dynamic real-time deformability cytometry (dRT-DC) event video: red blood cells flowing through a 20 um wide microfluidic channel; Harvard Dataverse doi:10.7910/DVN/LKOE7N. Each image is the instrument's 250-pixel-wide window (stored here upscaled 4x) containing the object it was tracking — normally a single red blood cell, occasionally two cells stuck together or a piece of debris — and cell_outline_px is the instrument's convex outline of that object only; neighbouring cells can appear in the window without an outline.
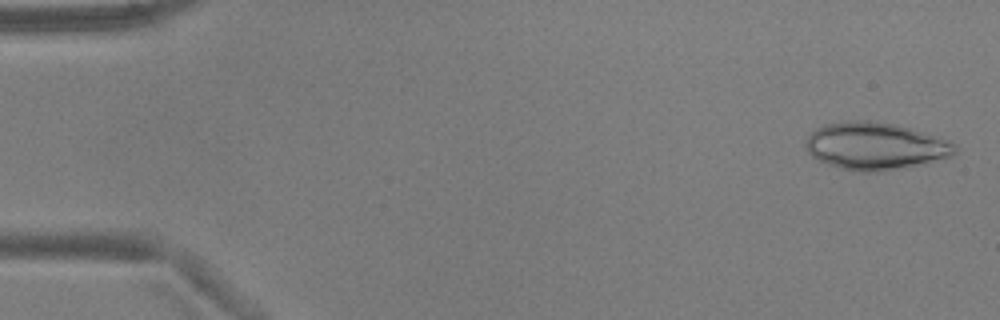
{"species": "common noctule bat (a hibernating species)", "species_latin": "Nyctalus noctula", "temperature_condition": "warm", "stored_images_in_passage": 5, "camera_frame_rate_fps": 3000, "um_per_image_px": 0.085, "animal": {"sex": "male", "body_mass_g": 17.9, "forearm_length_mm": 54.2}, "frame": {"image": 1, "passage_image": 1, "time_ms": 0.0, "image_size_px": [1000, 320], "cell_outline_px": [[956, 152], [952, 156], [876, 172], [860, 172], [840, 168], [828, 164], [812, 156], [808, 152], [804, 144], [804, 140], [816, 128], [824, 124], [844, 120], [868, 120], [892, 124], [912, 128], [948, 140], [956, 144]], "centroid_in_image_um": [74.34, 12.39], "position_along_channel_um": 10.7, "area_um2": 40.81}}